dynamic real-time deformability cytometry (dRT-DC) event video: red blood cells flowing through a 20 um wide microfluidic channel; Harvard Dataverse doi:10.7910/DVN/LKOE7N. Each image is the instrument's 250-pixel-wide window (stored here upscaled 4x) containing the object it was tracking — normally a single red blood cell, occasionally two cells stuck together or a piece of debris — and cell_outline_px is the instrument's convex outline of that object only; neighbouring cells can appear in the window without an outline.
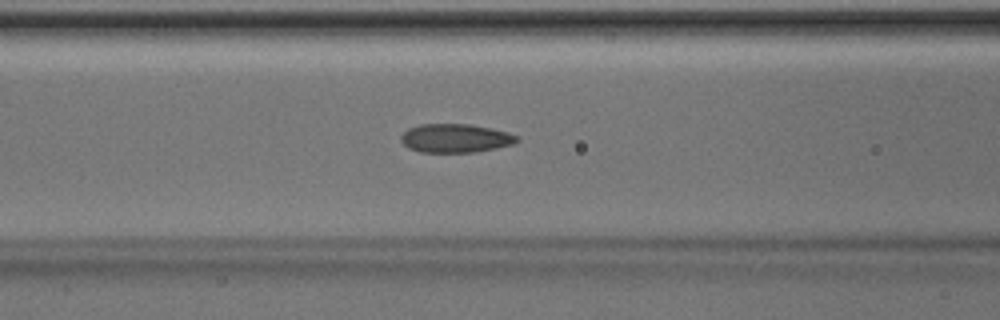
{"species": "Egyptian fruit bat (a non-hibernating species)", "species_latin": "Rousettus aegyptiacus", "temperature_condition": "room temperature", "stored_images_in_passage": 46, "camera_frame_rate_fps": 3000, "um_per_image_px": 0.085, "animal": {"sex": "male"}, "frame": {"image": 1, "passage_image": 20, "time_ms": 6.333, "image_size_px": [1000, 320], "cell_outline_px": [[520, 140], [512, 144], [496, 148], [472, 152], [420, 152], [408, 148], [400, 140], [400, 136], [408, 128], [420, 124], [468, 124], [492, 128], [508, 132], [516, 136]], "centroid_in_image_um": [38.68, 11.74], "position_along_channel_um": 127.9, "area_um2": 19.36}}
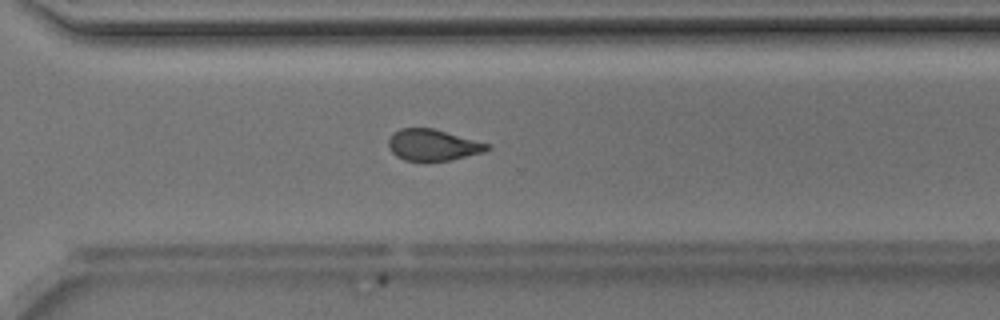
{"frame": {"image": 2, "passage_image": 35, "time_ms": 11.333, "image_size_px": [1000, 320], "cell_outline_px": [[492, 148], [484, 152], [452, 160], [428, 164], [424, 164], [404, 160], [396, 156], [392, 152], [388, 144], [388, 140], [400, 128], [432, 128], [492, 144]], "centroid_in_image_um": [36.84, 12.38], "position_along_channel_um": 333.8, "area_um2": 18.67}}
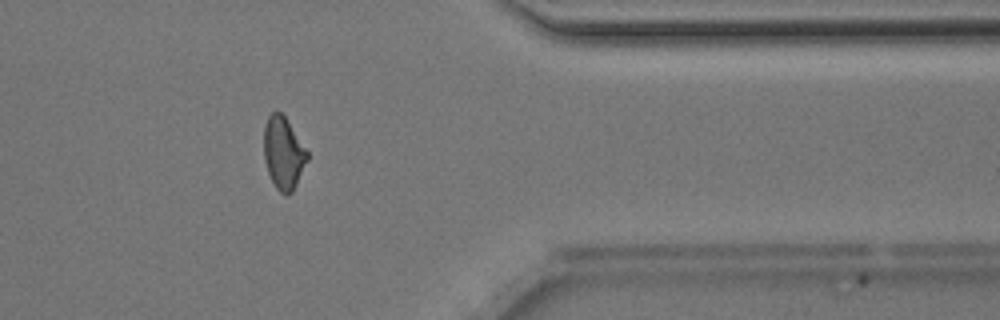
{"frame": {"image": 3, "passage_image": 40, "time_ms": 13.0, "image_size_px": [1000, 320], "cell_outline_px": [[308, 160], [292, 192], [288, 196], [280, 192], [276, 188], [268, 172], [264, 160], [264, 124], [268, 116], [272, 112], [280, 112], [284, 116], [308, 152]], "centroid_in_image_um": [24.08, 13.02], "position_along_channel_um": 387.3, "area_um2": 18.09}, "authors_computed_cell_mechanics": {"area_um2": 19.2763, "velocity_mm_per_s": 4.1247, "shape_relaxation_time_tau1_ms": 8.0717, "shape_relaxation_time_tau2_ms": 1.5426, "deformation_change_tau1": 0.1707, "deformation_change_tau2": 0.0622}}